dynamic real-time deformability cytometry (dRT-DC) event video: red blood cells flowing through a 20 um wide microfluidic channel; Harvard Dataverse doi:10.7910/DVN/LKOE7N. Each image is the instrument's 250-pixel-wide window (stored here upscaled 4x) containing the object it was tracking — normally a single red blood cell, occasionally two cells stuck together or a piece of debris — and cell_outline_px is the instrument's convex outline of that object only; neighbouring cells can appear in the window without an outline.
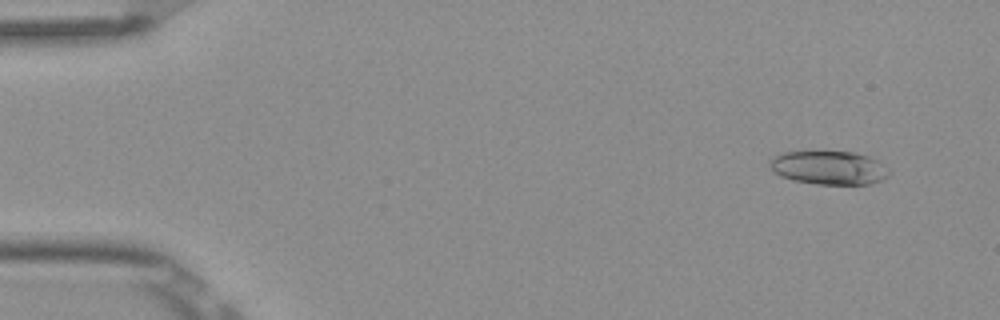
{"species": "Egyptian fruit bat (a non-hibernating species)", "species_latin": "Rousettus aegyptiacus", "temperature_condition": "room temperature", "stored_images_in_passage": 4, "camera_frame_rate_fps": 3000, "um_per_image_px": 0.085, "frame": {"image": 1, "passage_image": 1, "time_ms": 0.0, "image_size_px": [1000, 320], "cell_outline_px": [[892, 172], [884, 180], [868, 184], [816, 184], [792, 180], [780, 176], [768, 164], [772, 156], [784, 152], [852, 152], [868, 156], [880, 160]], "centroid_in_image_um": [70.51, 14.26], "position_along_channel_um": 14.5, "area_um2": 23.52}}
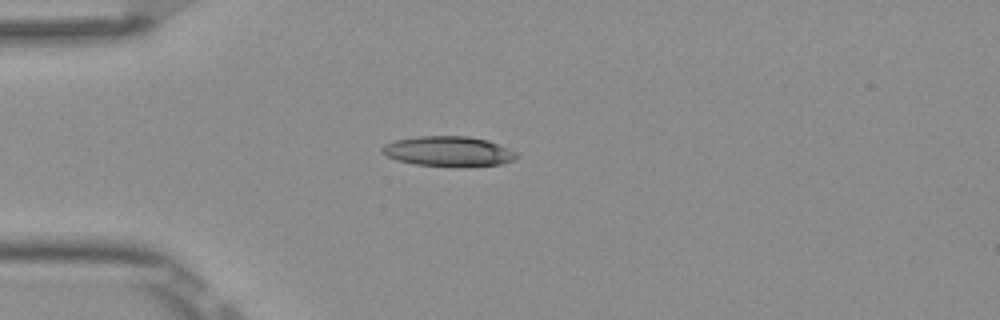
{"frame": {"image": 2, "passage_image": 4, "time_ms": 1.0, "image_size_px": [1000, 320], "cell_outline_px": [[520, 156], [512, 160], [500, 164], [464, 168], [416, 164], [400, 160], [388, 156], [380, 152], [380, 148], [384, 144], [396, 140], [416, 136], [468, 136], [488, 140], [500, 144], [520, 152]], "centroid_in_image_um": [38.19, 12.87], "position_along_channel_um": 46.8, "area_um2": 24.04}}